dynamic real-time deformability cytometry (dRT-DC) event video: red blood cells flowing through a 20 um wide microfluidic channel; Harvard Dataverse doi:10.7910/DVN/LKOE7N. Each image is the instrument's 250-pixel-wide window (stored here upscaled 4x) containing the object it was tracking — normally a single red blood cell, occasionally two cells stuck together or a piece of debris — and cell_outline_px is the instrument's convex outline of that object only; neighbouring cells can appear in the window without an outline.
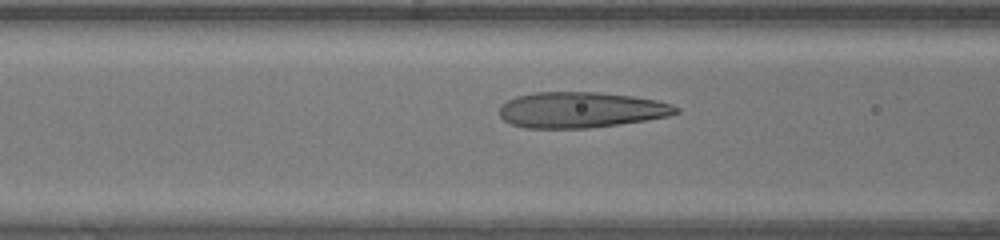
{"species": "human", "species_latin": "Homo sapiens", "temperature_condition": "warm", "stored_images_in_passage": 48, "camera_frame_rate_fps": 3000, "um_per_image_px": 0.085, "donor": {"sex": "female"}, "frame": {"image": 1, "passage_image": 19, "time_ms": 6.0, "image_size_px": [1000, 240], "cell_outline_px": [[680, 112], [668, 116], [620, 124], [588, 128], [524, 128], [512, 124], [504, 120], [500, 116], [500, 104], [516, 96], [532, 92], [596, 92], [632, 96], [656, 100], [672, 104], [680, 108]], "centroid_in_image_um": [49.36, 9.34], "position_along_channel_um": 117.2, "area_um2": 36.88}}
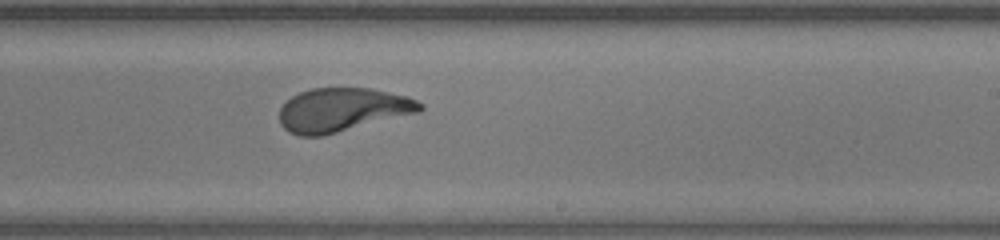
{"frame": {"image": 2, "passage_image": 29, "time_ms": 9.333, "image_size_px": [1000, 240], "cell_outline_px": [[424, 108], [420, 112], [324, 136], [300, 136], [288, 132], [280, 124], [280, 108], [292, 96], [300, 92], [312, 88], [368, 88], [408, 96], [424, 104]], "centroid_in_image_um": [29.12, 9.35], "position_along_channel_um": 259.9, "area_um2": 35.95}}
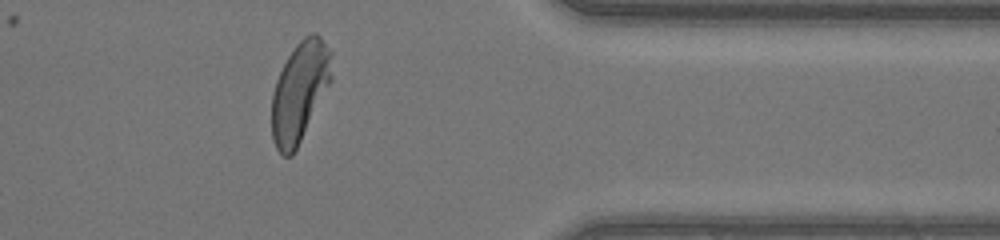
{"frame": {"image": 3, "passage_image": 39, "time_ms": 12.667, "image_size_px": [1000, 240], "cell_outline_px": [[332, 80], [292, 156], [284, 156], [276, 148], [272, 140], [272, 92], [276, 80], [288, 56], [296, 44], [304, 36], [312, 32], [316, 32], [320, 36], [332, 52]], "centroid_in_image_um": [25.49, 7.75], "position_along_channel_um": 385.9, "area_um2": 34.8}, "authors_computed_cell_mechanics": {"area_um2": 36.4429, "velocity_mm_per_s": 4.3005, "shape_relaxation_time_tau1_ms": 7.9059, "shape_relaxation_time_tau2_ms": null, "deformation_change_tau1": 0.3296, "deformation_change_tau2": null}}